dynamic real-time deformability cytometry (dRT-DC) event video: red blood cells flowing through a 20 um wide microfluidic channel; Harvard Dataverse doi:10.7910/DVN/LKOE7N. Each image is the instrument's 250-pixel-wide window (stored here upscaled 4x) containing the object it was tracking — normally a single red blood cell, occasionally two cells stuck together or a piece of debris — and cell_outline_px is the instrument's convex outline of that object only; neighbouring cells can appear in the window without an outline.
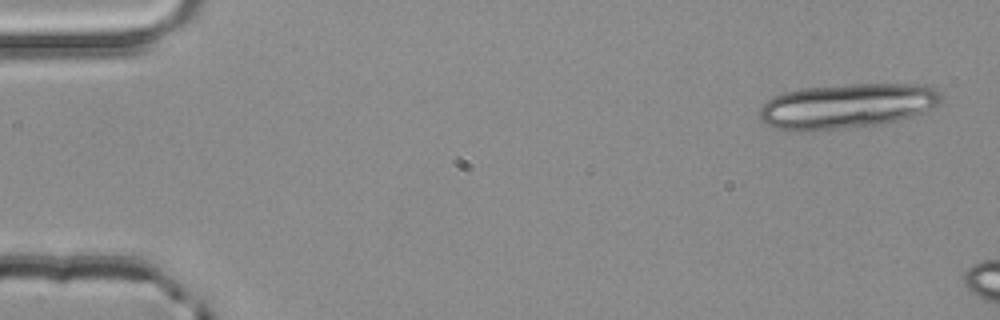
{"species": "common noctule bat (a hibernating species)", "species_latin": "Nyctalus noctula", "temperature_condition": "room temperature", "stored_images_in_passage": 2, "camera_frame_rate_fps": 3000, "um_per_image_px": 0.085, "animal": {"sex": "male", "body_mass_g": 20.4}, "frame": {"image": 1, "passage_image": 1, "time_ms": 0.0, "image_size_px": [1000, 320], "cell_outline_px": [[940, 100], [932, 108], [924, 112], [900, 120], [884, 124], [804, 132], [796, 132], [776, 128], [760, 120], [760, 108], [768, 100], [784, 92], [804, 88], [852, 84], [928, 84], [936, 88], [940, 92]], "centroid_in_image_um": [72.01, 9.02], "position_along_channel_um": 13.0, "area_um2": 47.69}}